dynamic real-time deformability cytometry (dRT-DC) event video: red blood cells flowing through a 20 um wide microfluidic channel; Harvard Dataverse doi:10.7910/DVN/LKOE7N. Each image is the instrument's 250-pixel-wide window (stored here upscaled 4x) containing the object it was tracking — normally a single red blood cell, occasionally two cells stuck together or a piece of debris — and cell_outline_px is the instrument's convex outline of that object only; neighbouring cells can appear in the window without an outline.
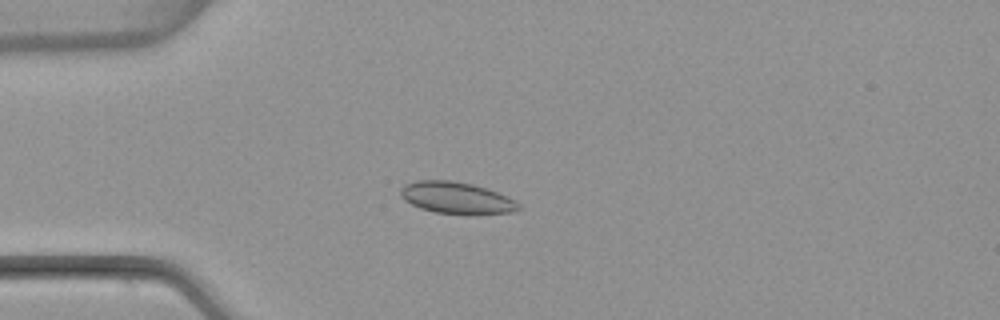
{"species": "common noctule bat (a hibernating species)", "species_latin": "Nyctalus noctula", "temperature_condition": "warm", "stored_images_in_passage": 6, "camera_frame_rate_fps": 3000, "um_per_image_px": 0.085, "animal": {"sex": "female", "body_mass_g": 22.7, "forearm_length_mm": 54.2}, "frame": {"image": 1, "passage_image": 4, "time_ms": 3.667, "image_size_px": [1000, 320], "cell_outline_px": [[520, 208], [512, 212], [432, 212], [420, 208], [404, 200], [400, 196], [400, 188], [404, 184], [416, 180], [452, 180], [472, 184], [508, 196], [516, 200], [520, 204]], "centroid_in_image_um": [38.73, 16.77], "position_along_channel_um": 46.3, "area_um2": 21.21}}
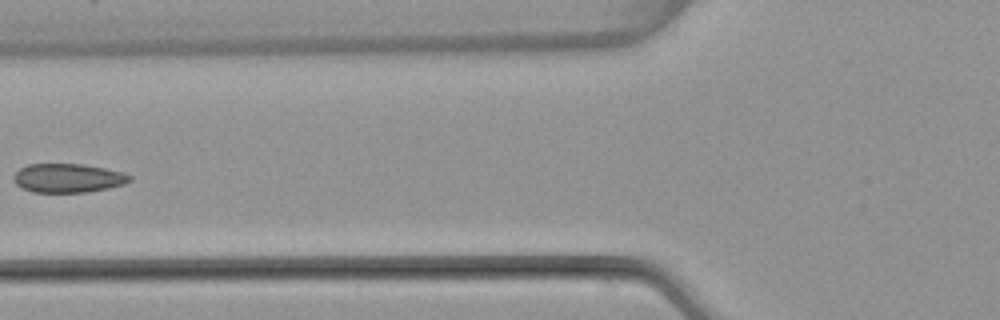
{"frame": {"image": 2, "passage_image": 6, "time_ms": 6.0, "image_size_px": [1000, 320], "cell_outline_px": [[132, 180], [124, 184], [108, 188], [88, 192], [32, 192], [16, 184], [12, 180], [12, 176], [20, 168], [28, 164], [84, 164], [104, 168], [120, 172], [132, 176]], "centroid_in_image_um": [5.76, 15.13], "position_along_channel_um": 120.0, "area_um2": 19.54}}